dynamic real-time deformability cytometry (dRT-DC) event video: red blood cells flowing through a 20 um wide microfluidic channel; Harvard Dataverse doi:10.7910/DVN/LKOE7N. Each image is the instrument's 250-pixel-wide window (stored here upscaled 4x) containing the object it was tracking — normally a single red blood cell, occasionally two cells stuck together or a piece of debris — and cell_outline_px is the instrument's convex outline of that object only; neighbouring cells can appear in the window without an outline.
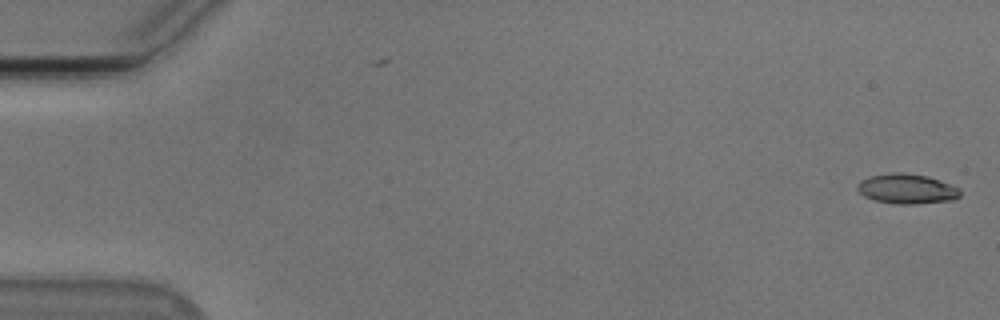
{"species": "Egyptian fruit bat (a non-hibernating species)", "species_latin": "Rousettus aegyptiacus", "temperature_condition": "cold", "stored_images_in_passage": 51, "camera_frame_rate_fps": 3000, "um_per_image_px": 0.085, "animal": {"sex": "male"}, "frame": {"image": 1, "passage_image": 1, "time_ms": 0.0, "image_size_px": [1000, 320], "cell_outline_px": [[960, 196], [952, 200], [916, 204], [896, 204], [872, 200], [864, 196], [856, 188], [856, 184], [860, 180], [868, 176], [892, 172], [904, 172], [928, 176], [940, 180], [960, 188]], "centroid_in_image_um": [77.05, 16.04], "position_along_channel_um": 8.0, "area_um2": 18.21}}
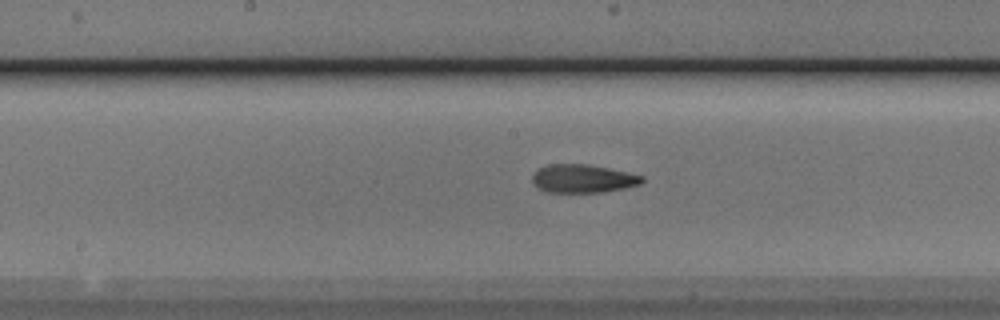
{"frame": {"image": 2, "passage_image": 28, "time_ms": 9.0, "image_size_px": [1000, 320], "cell_outline_px": [[644, 180], [640, 184], [624, 188], [604, 192], [548, 192], [532, 184], [532, 172], [548, 164], [588, 164], [628, 172], [644, 176]], "centroid_in_image_um": [49.53, 15.18], "position_along_channel_um": 198.7, "area_um2": 18.15}}
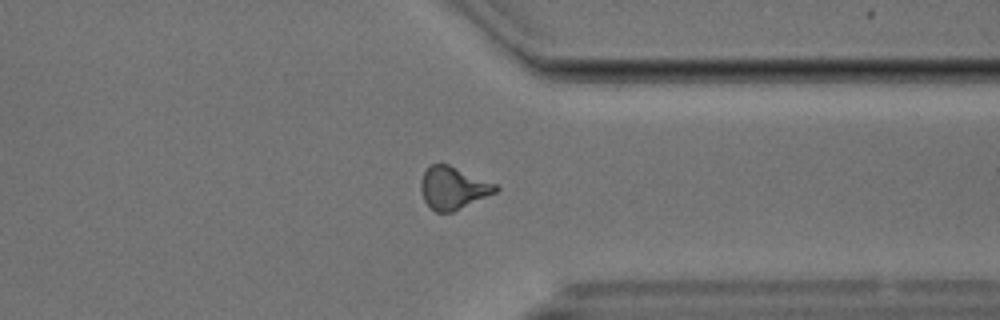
{"frame": {"image": 3, "passage_image": 42, "time_ms": 13.667, "image_size_px": [1000, 320], "cell_outline_px": [[500, 188], [496, 192], [452, 212], [436, 212], [424, 200], [420, 192], [420, 180], [424, 172], [432, 164], [448, 164], [496, 184]], "centroid_in_image_um": [38.49, 15.97], "position_along_channel_um": 372.9, "area_um2": 18.26}}